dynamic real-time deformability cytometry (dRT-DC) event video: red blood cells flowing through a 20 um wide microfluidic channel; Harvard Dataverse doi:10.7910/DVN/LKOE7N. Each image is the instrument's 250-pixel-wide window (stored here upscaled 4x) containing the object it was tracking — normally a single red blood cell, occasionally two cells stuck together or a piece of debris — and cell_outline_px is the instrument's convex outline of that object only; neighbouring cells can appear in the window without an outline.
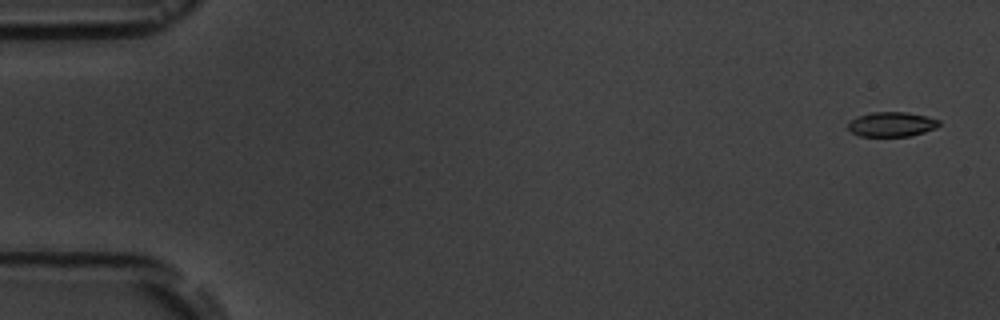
{"species": "common noctule bat (a hibernating species)", "species_latin": "Nyctalus noctula", "temperature_condition": "room temperature", "stored_images_in_passage": 6, "camera_frame_rate_fps": 3000, "um_per_image_px": 0.085, "animal": {"sex": "male", "body_mass_g": 19.5, "forearm_length_mm": 54.6}, "frame": {"image": 1, "passage_image": 1, "time_ms": 0.0, "image_size_px": [1000, 320], "cell_outline_px": [[940, 124], [936, 128], [912, 136], [860, 136], [852, 132], [848, 128], [848, 124], [856, 116], [872, 112], [904, 112], [928, 116], [940, 120]], "centroid_in_image_um": [75.82, 10.56], "position_along_channel_um": 9.2, "area_um2": 13.12}}
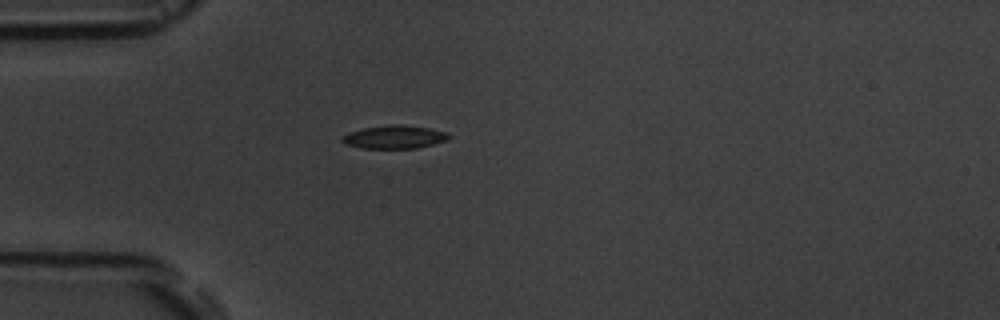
{"frame": {"image": 2, "passage_image": 5, "time_ms": 4.667, "image_size_px": [1000, 320], "cell_outline_px": [[452, 136], [448, 140], [416, 148], [360, 148], [344, 144], [340, 140], [340, 136], [364, 128], [392, 124], [396, 124], [428, 128], [444, 132]], "centroid_in_image_um": [33.49, 11.65], "position_along_channel_um": 51.5, "area_um2": 14.28}}